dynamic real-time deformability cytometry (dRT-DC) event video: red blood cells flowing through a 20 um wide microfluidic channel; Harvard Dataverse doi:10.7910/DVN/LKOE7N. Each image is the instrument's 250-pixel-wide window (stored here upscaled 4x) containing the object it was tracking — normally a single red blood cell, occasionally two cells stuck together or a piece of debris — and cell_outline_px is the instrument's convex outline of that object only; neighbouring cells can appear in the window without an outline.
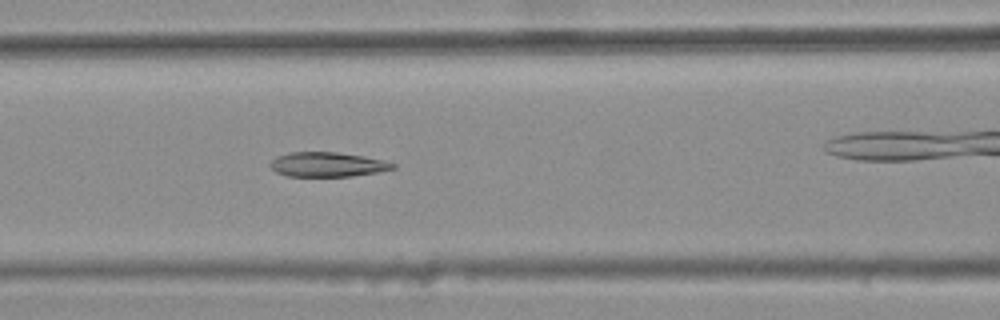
{"species": "common noctule bat (a hibernating species)", "species_latin": "Nyctalus noctula", "temperature_condition": "warm", "stored_images_in_passage": 6, "segment_of_instrument_passage": [1, 2], "camera_frame_rate_fps": 3000, "um_per_image_px": 0.085, "animal": {"sex": "female", "body_mass_g": 25.1}, "frame": {"image": 1, "passage_image": 5, "time_ms": 1.333, "image_size_px": [1000, 320], "cell_outline_px": [[396, 168], [376, 172], [352, 176], [288, 176], [276, 172], [268, 164], [276, 156], [288, 152], [336, 152], [384, 160], [396, 164]], "centroid_in_image_um": [27.8, 13.98], "position_along_channel_um": 138.8, "area_um2": 17.46}}